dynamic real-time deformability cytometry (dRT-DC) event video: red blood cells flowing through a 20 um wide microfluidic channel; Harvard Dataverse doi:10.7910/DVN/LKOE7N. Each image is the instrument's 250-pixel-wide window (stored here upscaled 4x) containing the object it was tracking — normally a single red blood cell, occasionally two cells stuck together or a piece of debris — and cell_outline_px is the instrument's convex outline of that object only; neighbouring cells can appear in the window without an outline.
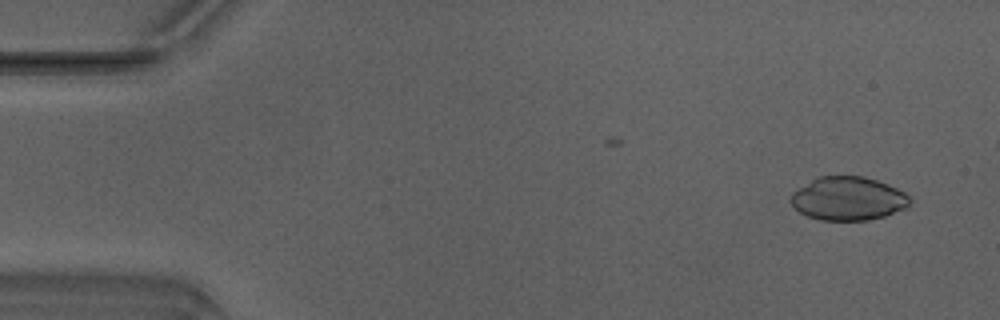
{"species": "Egyptian fruit bat (a non-hibernating species)", "species_latin": "Rousettus aegyptiacus", "temperature_condition": "warm", "stored_images_in_passage": 43, "camera_frame_rate_fps": 3000, "um_per_image_px": 0.085, "animal": {"sex": "male"}, "frame": {"image": 1, "passage_image": 2, "time_ms": 0.333, "image_size_px": [1000, 320], "cell_outline_px": [[908, 204], [904, 208], [884, 216], [868, 220], [820, 220], [808, 216], [800, 212], [788, 200], [792, 192], [812, 180], [820, 176], [864, 176], [888, 184], [904, 192], [908, 196]], "centroid_in_image_um": [72.05, 16.88], "position_along_channel_um": 13.0, "area_um2": 29.88}}
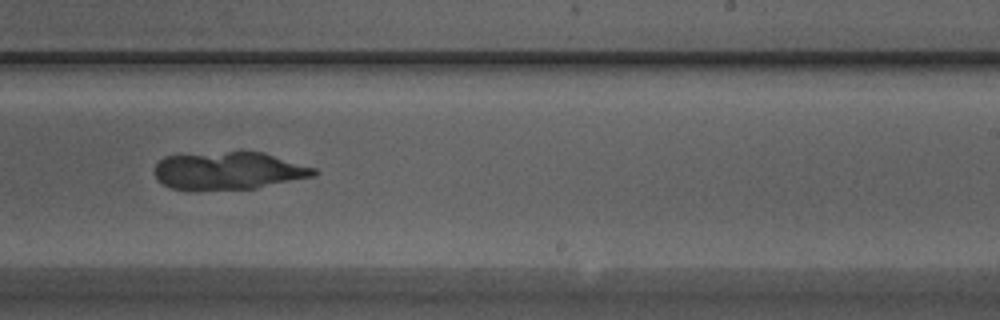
{"frame": {"image": 2, "passage_image": 29, "time_ms": 9.333, "image_size_px": [1000, 320], "cell_outline_px": [[320, 172], [312, 176], [256, 188], [172, 188], [164, 184], [156, 176], [156, 164], [164, 156], [228, 152], [264, 152], [316, 168]], "centroid_in_image_um": [19.5, 14.48], "position_along_channel_um": 269.5, "area_um2": 33.93}}